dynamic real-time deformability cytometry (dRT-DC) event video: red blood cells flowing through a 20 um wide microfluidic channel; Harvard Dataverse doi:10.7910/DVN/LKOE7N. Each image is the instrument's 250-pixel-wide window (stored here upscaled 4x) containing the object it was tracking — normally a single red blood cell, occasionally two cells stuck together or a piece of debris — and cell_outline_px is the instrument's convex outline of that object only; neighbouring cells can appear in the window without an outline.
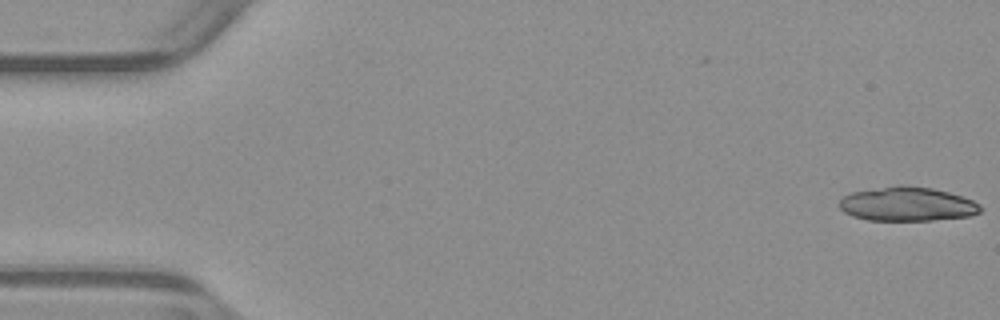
{"species": "common noctule bat (a hibernating species)", "species_latin": "Nyctalus noctula", "temperature_condition": "warm", "stored_images_in_passage": 2, "camera_frame_rate_fps": 3000, "um_per_image_px": 0.085, "animal": {"sex": "male", "body_mass_g": 23.1, "forearm_length_mm": 52.7}, "frame": {"image": 1, "passage_image": 2, "time_ms": 0.333, "image_size_px": [1000, 320], "cell_outline_px": [[984, 208], [980, 212], [972, 216], [932, 220], [868, 220], [852, 216], [844, 212], [840, 208], [840, 200], [844, 196], [852, 192], [900, 184], [932, 188], [948, 192], [972, 200], [980, 204]], "centroid_in_image_um": [77.14, 17.35], "position_along_channel_um": 7.9, "area_um2": 28.09}}